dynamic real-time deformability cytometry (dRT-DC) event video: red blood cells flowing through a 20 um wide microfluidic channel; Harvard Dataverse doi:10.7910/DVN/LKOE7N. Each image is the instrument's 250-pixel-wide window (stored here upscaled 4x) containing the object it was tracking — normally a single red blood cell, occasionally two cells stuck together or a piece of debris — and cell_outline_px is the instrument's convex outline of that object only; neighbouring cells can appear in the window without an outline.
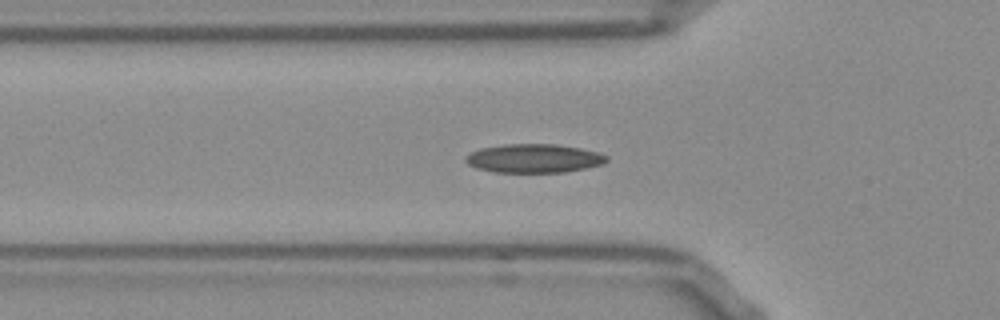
{"species": "Egyptian fruit bat (a non-hibernating species)", "species_latin": "Rousettus aegyptiacus", "temperature_condition": "room temperature", "stored_images_in_passage": 42, "camera_frame_rate_fps": 3000, "um_per_image_px": 0.085, "frame": {"image": 1, "passage_image": 5, "time_ms": 1.333, "image_size_px": [1000, 320], "cell_outline_px": [[608, 160], [604, 164], [564, 172], [492, 172], [476, 168], [468, 164], [464, 160], [464, 156], [480, 148], [504, 144], [556, 144], [580, 148], [596, 152], [608, 156]], "centroid_in_image_um": [45.35, 13.46], "position_along_channel_um": 80.4, "area_um2": 23.64}}
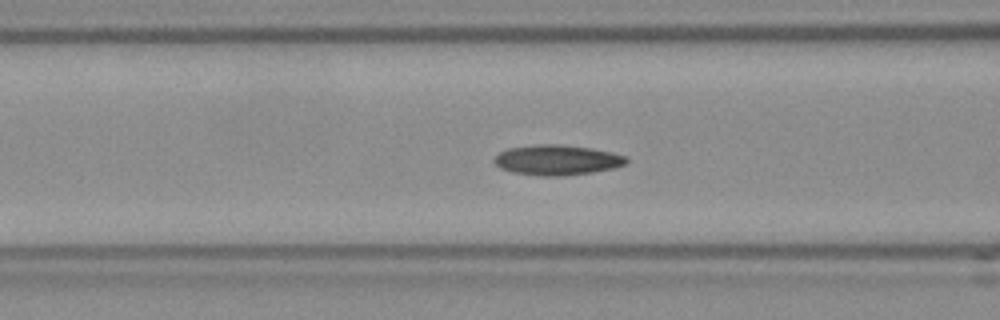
{"frame": {"image": 2, "passage_image": 8, "time_ms": 2.333, "image_size_px": [1000, 320], "cell_outline_px": [[628, 164], [612, 168], [592, 172], [564, 176], [540, 176], [512, 172], [500, 168], [492, 160], [500, 152], [508, 148], [536, 144], [560, 144], [592, 148], [612, 152], [624, 156], [628, 160]], "centroid_in_image_um": [47.34, 13.6], "position_along_channel_um": 119.3, "area_um2": 23.35}}
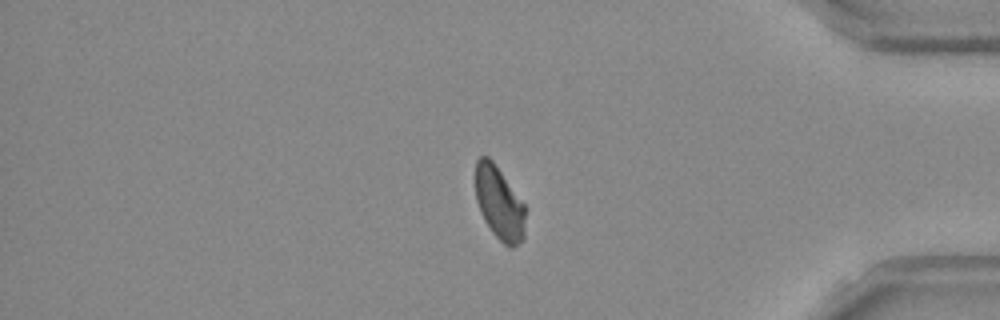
{"frame": {"image": 3, "passage_image": 32, "time_ms": 10.333, "image_size_px": [1000, 320], "cell_outline_px": [[524, 240], [512, 248], [508, 248], [492, 232], [484, 220], [480, 212], [476, 200], [476, 160], [480, 156], [488, 156], [492, 160], [524, 204]], "centroid_in_image_um": [42.43, 17.29], "position_along_channel_um": 392.8, "area_um2": 21.1}, "authors_computed_cell_mechanics": {"area_um2": 22.1663, "velocity_mm_per_s": 3.7999, "shape_relaxation_time_tau1_ms": null, "shape_relaxation_time_tau2_ms": 3.7917, "deformation_change_tau1": null, "deformation_change_tau2": 0.0785}}